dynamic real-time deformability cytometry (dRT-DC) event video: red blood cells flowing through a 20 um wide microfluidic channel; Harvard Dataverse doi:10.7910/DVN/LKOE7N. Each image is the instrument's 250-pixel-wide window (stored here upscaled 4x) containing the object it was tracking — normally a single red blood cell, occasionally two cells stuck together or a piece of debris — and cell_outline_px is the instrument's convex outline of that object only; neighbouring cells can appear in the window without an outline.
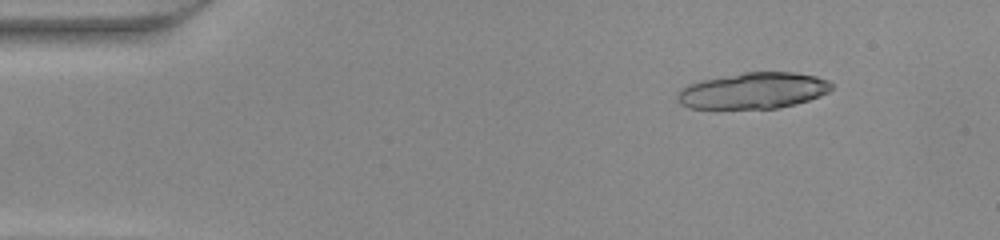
{"species": "common noctule bat (a hibernating species)", "species_latin": "Nyctalus noctula", "temperature_condition": "warm", "stored_images_in_passage": 22, "camera_frame_rate_fps": 3000, "um_per_image_px": 0.085, "animal": {"sex": "female", "body_mass_g": 22.0, "forearm_length_mm": 56.7}, "frame": {"image": 1, "passage_image": 6, "time_ms": 1.667, "image_size_px": [1000, 240], "cell_outline_px": [[832, 88], [828, 92], [820, 96], [796, 104], [780, 108], [688, 108], [680, 104], [676, 96], [680, 88], [688, 84], [700, 80], [744, 72], [792, 72], [816, 76], [828, 80], [832, 84]], "centroid_in_image_um": [64.01, 7.7], "position_along_channel_um": 21.0, "area_um2": 32.6}}